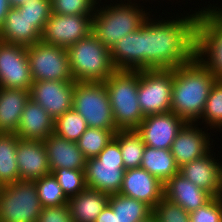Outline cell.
I'll use <instances>...</instances> for the list:
<instances>
[{
  "mask_svg": "<svg viewBox=\"0 0 222 222\" xmlns=\"http://www.w3.org/2000/svg\"><path fill=\"white\" fill-rule=\"evenodd\" d=\"M154 15L150 14L142 24L143 70L174 69L192 61L198 14L165 17L167 20Z\"/></svg>",
  "mask_w": 222,
  "mask_h": 222,
  "instance_id": "cell-1",
  "label": "cell"
},
{
  "mask_svg": "<svg viewBox=\"0 0 222 222\" xmlns=\"http://www.w3.org/2000/svg\"><path fill=\"white\" fill-rule=\"evenodd\" d=\"M216 80L196 57L174 68L170 111L186 122L200 123L199 119Z\"/></svg>",
  "mask_w": 222,
  "mask_h": 222,
  "instance_id": "cell-2",
  "label": "cell"
},
{
  "mask_svg": "<svg viewBox=\"0 0 222 222\" xmlns=\"http://www.w3.org/2000/svg\"><path fill=\"white\" fill-rule=\"evenodd\" d=\"M99 1L92 16L91 33L110 50L128 33L139 29L151 13L134 1L120 0L108 5H101L102 0Z\"/></svg>",
  "mask_w": 222,
  "mask_h": 222,
  "instance_id": "cell-3",
  "label": "cell"
},
{
  "mask_svg": "<svg viewBox=\"0 0 222 222\" xmlns=\"http://www.w3.org/2000/svg\"><path fill=\"white\" fill-rule=\"evenodd\" d=\"M75 82H105L117 69L111 50L92 33L67 48Z\"/></svg>",
  "mask_w": 222,
  "mask_h": 222,
  "instance_id": "cell-4",
  "label": "cell"
},
{
  "mask_svg": "<svg viewBox=\"0 0 222 222\" xmlns=\"http://www.w3.org/2000/svg\"><path fill=\"white\" fill-rule=\"evenodd\" d=\"M105 87L117 129L136 130L145 117L138 102V71L116 70Z\"/></svg>",
  "mask_w": 222,
  "mask_h": 222,
  "instance_id": "cell-5",
  "label": "cell"
},
{
  "mask_svg": "<svg viewBox=\"0 0 222 222\" xmlns=\"http://www.w3.org/2000/svg\"><path fill=\"white\" fill-rule=\"evenodd\" d=\"M84 171L88 188L108 195L119 193L125 168L118 141L112 138L96 157L86 159Z\"/></svg>",
  "mask_w": 222,
  "mask_h": 222,
  "instance_id": "cell-6",
  "label": "cell"
},
{
  "mask_svg": "<svg viewBox=\"0 0 222 222\" xmlns=\"http://www.w3.org/2000/svg\"><path fill=\"white\" fill-rule=\"evenodd\" d=\"M73 109L90 128L118 130L105 82H75Z\"/></svg>",
  "mask_w": 222,
  "mask_h": 222,
  "instance_id": "cell-7",
  "label": "cell"
},
{
  "mask_svg": "<svg viewBox=\"0 0 222 222\" xmlns=\"http://www.w3.org/2000/svg\"><path fill=\"white\" fill-rule=\"evenodd\" d=\"M42 208L35 181L0 187V222H37Z\"/></svg>",
  "mask_w": 222,
  "mask_h": 222,
  "instance_id": "cell-8",
  "label": "cell"
},
{
  "mask_svg": "<svg viewBox=\"0 0 222 222\" xmlns=\"http://www.w3.org/2000/svg\"><path fill=\"white\" fill-rule=\"evenodd\" d=\"M195 57L216 79H222V11L198 14Z\"/></svg>",
  "mask_w": 222,
  "mask_h": 222,
  "instance_id": "cell-9",
  "label": "cell"
},
{
  "mask_svg": "<svg viewBox=\"0 0 222 222\" xmlns=\"http://www.w3.org/2000/svg\"><path fill=\"white\" fill-rule=\"evenodd\" d=\"M173 69L138 71V102L144 116L171 110Z\"/></svg>",
  "mask_w": 222,
  "mask_h": 222,
  "instance_id": "cell-10",
  "label": "cell"
},
{
  "mask_svg": "<svg viewBox=\"0 0 222 222\" xmlns=\"http://www.w3.org/2000/svg\"><path fill=\"white\" fill-rule=\"evenodd\" d=\"M27 56L33 82L74 81L66 48L39 41L27 47Z\"/></svg>",
  "mask_w": 222,
  "mask_h": 222,
  "instance_id": "cell-11",
  "label": "cell"
},
{
  "mask_svg": "<svg viewBox=\"0 0 222 222\" xmlns=\"http://www.w3.org/2000/svg\"><path fill=\"white\" fill-rule=\"evenodd\" d=\"M92 16L52 13L44 25L40 41L67 49L92 32Z\"/></svg>",
  "mask_w": 222,
  "mask_h": 222,
  "instance_id": "cell-12",
  "label": "cell"
},
{
  "mask_svg": "<svg viewBox=\"0 0 222 222\" xmlns=\"http://www.w3.org/2000/svg\"><path fill=\"white\" fill-rule=\"evenodd\" d=\"M32 83L27 47L0 41V87L30 90Z\"/></svg>",
  "mask_w": 222,
  "mask_h": 222,
  "instance_id": "cell-13",
  "label": "cell"
},
{
  "mask_svg": "<svg viewBox=\"0 0 222 222\" xmlns=\"http://www.w3.org/2000/svg\"><path fill=\"white\" fill-rule=\"evenodd\" d=\"M75 81L46 80L33 82L30 98L55 120L73 108Z\"/></svg>",
  "mask_w": 222,
  "mask_h": 222,
  "instance_id": "cell-14",
  "label": "cell"
},
{
  "mask_svg": "<svg viewBox=\"0 0 222 222\" xmlns=\"http://www.w3.org/2000/svg\"><path fill=\"white\" fill-rule=\"evenodd\" d=\"M186 123L184 119L169 111L145 116L136 131L146 146L170 150L174 139Z\"/></svg>",
  "mask_w": 222,
  "mask_h": 222,
  "instance_id": "cell-15",
  "label": "cell"
},
{
  "mask_svg": "<svg viewBox=\"0 0 222 222\" xmlns=\"http://www.w3.org/2000/svg\"><path fill=\"white\" fill-rule=\"evenodd\" d=\"M198 125L199 123L187 122L171 145L170 152L179 168L184 164L201 158L214 147L211 145L215 140L210 138L211 135L207 132L209 129L206 130V127L199 128Z\"/></svg>",
  "mask_w": 222,
  "mask_h": 222,
  "instance_id": "cell-16",
  "label": "cell"
},
{
  "mask_svg": "<svg viewBox=\"0 0 222 222\" xmlns=\"http://www.w3.org/2000/svg\"><path fill=\"white\" fill-rule=\"evenodd\" d=\"M164 184L142 168L125 170L119 194L134 198L152 209L163 198Z\"/></svg>",
  "mask_w": 222,
  "mask_h": 222,
  "instance_id": "cell-17",
  "label": "cell"
},
{
  "mask_svg": "<svg viewBox=\"0 0 222 222\" xmlns=\"http://www.w3.org/2000/svg\"><path fill=\"white\" fill-rule=\"evenodd\" d=\"M16 162L20 180L35 181L51 173L43 141L22 140L17 137Z\"/></svg>",
  "mask_w": 222,
  "mask_h": 222,
  "instance_id": "cell-18",
  "label": "cell"
},
{
  "mask_svg": "<svg viewBox=\"0 0 222 222\" xmlns=\"http://www.w3.org/2000/svg\"><path fill=\"white\" fill-rule=\"evenodd\" d=\"M163 197L183 207L188 213L208 203L213 196L199 188L180 173L173 175L165 184Z\"/></svg>",
  "mask_w": 222,
  "mask_h": 222,
  "instance_id": "cell-19",
  "label": "cell"
},
{
  "mask_svg": "<svg viewBox=\"0 0 222 222\" xmlns=\"http://www.w3.org/2000/svg\"><path fill=\"white\" fill-rule=\"evenodd\" d=\"M53 132L54 119L41 105L30 98L15 132L17 137L22 140L44 141Z\"/></svg>",
  "mask_w": 222,
  "mask_h": 222,
  "instance_id": "cell-20",
  "label": "cell"
},
{
  "mask_svg": "<svg viewBox=\"0 0 222 222\" xmlns=\"http://www.w3.org/2000/svg\"><path fill=\"white\" fill-rule=\"evenodd\" d=\"M213 156V149L201 158L184 164L179 168V173L193 184L209 192L213 197L217 193L219 171L222 161Z\"/></svg>",
  "mask_w": 222,
  "mask_h": 222,
  "instance_id": "cell-21",
  "label": "cell"
},
{
  "mask_svg": "<svg viewBox=\"0 0 222 222\" xmlns=\"http://www.w3.org/2000/svg\"><path fill=\"white\" fill-rule=\"evenodd\" d=\"M51 173L55 169H85L86 158L76 142L52 133L44 141Z\"/></svg>",
  "mask_w": 222,
  "mask_h": 222,
  "instance_id": "cell-22",
  "label": "cell"
},
{
  "mask_svg": "<svg viewBox=\"0 0 222 222\" xmlns=\"http://www.w3.org/2000/svg\"><path fill=\"white\" fill-rule=\"evenodd\" d=\"M41 31L17 8H10L0 29V41L29 47L40 41Z\"/></svg>",
  "mask_w": 222,
  "mask_h": 222,
  "instance_id": "cell-23",
  "label": "cell"
},
{
  "mask_svg": "<svg viewBox=\"0 0 222 222\" xmlns=\"http://www.w3.org/2000/svg\"><path fill=\"white\" fill-rule=\"evenodd\" d=\"M111 57L117 70H143L142 25L120 39L111 49Z\"/></svg>",
  "mask_w": 222,
  "mask_h": 222,
  "instance_id": "cell-24",
  "label": "cell"
},
{
  "mask_svg": "<svg viewBox=\"0 0 222 222\" xmlns=\"http://www.w3.org/2000/svg\"><path fill=\"white\" fill-rule=\"evenodd\" d=\"M30 91L0 87V133H15Z\"/></svg>",
  "mask_w": 222,
  "mask_h": 222,
  "instance_id": "cell-25",
  "label": "cell"
},
{
  "mask_svg": "<svg viewBox=\"0 0 222 222\" xmlns=\"http://www.w3.org/2000/svg\"><path fill=\"white\" fill-rule=\"evenodd\" d=\"M106 193L86 187L68 200L73 222H94L109 201Z\"/></svg>",
  "mask_w": 222,
  "mask_h": 222,
  "instance_id": "cell-26",
  "label": "cell"
},
{
  "mask_svg": "<svg viewBox=\"0 0 222 222\" xmlns=\"http://www.w3.org/2000/svg\"><path fill=\"white\" fill-rule=\"evenodd\" d=\"M140 168L148 171L163 184L179 173V167L170 150L148 146L144 148Z\"/></svg>",
  "mask_w": 222,
  "mask_h": 222,
  "instance_id": "cell-27",
  "label": "cell"
},
{
  "mask_svg": "<svg viewBox=\"0 0 222 222\" xmlns=\"http://www.w3.org/2000/svg\"><path fill=\"white\" fill-rule=\"evenodd\" d=\"M16 149L17 135L0 133V187L20 180Z\"/></svg>",
  "mask_w": 222,
  "mask_h": 222,
  "instance_id": "cell-28",
  "label": "cell"
},
{
  "mask_svg": "<svg viewBox=\"0 0 222 222\" xmlns=\"http://www.w3.org/2000/svg\"><path fill=\"white\" fill-rule=\"evenodd\" d=\"M108 204L116 212V222H142L153 213L146 203L119 193L110 195Z\"/></svg>",
  "mask_w": 222,
  "mask_h": 222,
  "instance_id": "cell-29",
  "label": "cell"
},
{
  "mask_svg": "<svg viewBox=\"0 0 222 222\" xmlns=\"http://www.w3.org/2000/svg\"><path fill=\"white\" fill-rule=\"evenodd\" d=\"M118 141L125 170L140 168L145 144L136 130H119L114 134Z\"/></svg>",
  "mask_w": 222,
  "mask_h": 222,
  "instance_id": "cell-30",
  "label": "cell"
},
{
  "mask_svg": "<svg viewBox=\"0 0 222 222\" xmlns=\"http://www.w3.org/2000/svg\"><path fill=\"white\" fill-rule=\"evenodd\" d=\"M119 130L88 127L76 142L86 159L96 157Z\"/></svg>",
  "mask_w": 222,
  "mask_h": 222,
  "instance_id": "cell-31",
  "label": "cell"
},
{
  "mask_svg": "<svg viewBox=\"0 0 222 222\" xmlns=\"http://www.w3.org/2000/svg\"><path fill=\"white\" fill-rule=\"evenodd\" d=\"M88 128L85 119L73 108L54 120V132L71 142H77Z\"/></svg>",
  "mask_w": 222,
  "mask_h": 222,
  "instance_id": "cell-32",
  "label": "cell"
},
{
  "mask_svg": "<svg viewBox=\"0 0 222 222\" xmlns=\"http://www.w3.org/2000/svg\"><path fill=\"white\" fill-rule=\"evenodd\" d=\"M199 120L200 127L205 122L206 129L222 130V79H217L213 85Z\"/></svg>",
  "mask_w": 222,
  "mask_h": 222,
  "instance_id": "cell-33",
  "label": "cell"
},
{
  "mask_svg": "<svg viewBox=\"0 0 222 222\" xmlns=\"http://www.w3.org/2000/svg\"><path fill=\"white\" fill-rule=\"evenodd\" d=\"M35 184L42 207L68 204L69 199L63 193L61 186L52 173L35 180Z\"/></svg>",
  "mask_w": 222,
  "mask_h": 222,
  "instance_id": "cell-34",
  "label": "cell"
},
{
  "mask_svg": "<svg viewBox=\"0 0 222 222\" xmlns=\"http://www.w3.org/2000/svg\"><path fill=\"white\" fill-rule=\"evenodd\" d=\"M84 170L85 169L60 168L52 172L68 199L77 195L87 187Z\"/></svg>",
  "mask_w": 222,
  "mask_h": 222,
  "instance_id": "cell-35",
  "label": "cell"
},
{
  "mask_svg": "<svg viewBox=\"0 0 222 222\" xmlns=\"http://www.w3.org/2000/svg\"><path fill=\"white\" fill-rule=\"evenodd\" d=\"M17 9L20 14L33 21V25L41 32L52 14L51 0H29Z\"/></svg>",
  "mask_w": 222,
  "mask_h": 222,
  "instance_id": "cell-36",
  "label": "cell"
},
{
  "mask_svg": "<svg viewBox=\"0 0 222 222\" xmlns=\"http://www.w3.org/2000/svg\"><path fill=\"white\" fill-rule=\"evenodd\" d=\"M99 0H51L52 13L58 15H93Z\"/></svg>",
  "mask_w": 222,
  "mask_h": 222,
  "instance_id": "cell-37",
  "label": "cell"
},
{
  "mask_svg": "<svg viewBox=\"0 0 222 222\" xmlns=\"http://www.w3.org/2000/svg\"><path fill=\"white\" fill-rule=\"evenodd\" d=\"M152 215L158 222H190L189 213L183 207L164 197L153 208Z\"/></svg>",
  "mask_w": 222,
  "mask_h": 222,
  "instance_id": "cell-38",
  "label": "cell"
},
{
  "mask_svg": "<svg viewBox=\"0 0 222 222\" xmlns=\"http://www.w3.org/2000/svg\"><path fill=\"white\" fill-rule=\"evenodd\" d=\"M190 222H222V203L213 197L208 203L189 213Z\"/></svg>",
  "mask_w": 222,
  "mask_h": 222,
  "instance_id": "cell-39",
  "label": "cell"
},
{
  "mask_svg": "<svg viewBox=\"0 0 222 222\" xmlns=\"http://www.w3.org/2000/svg\"><path fill=\"white\" fill-rule=\"evenodd\" d=\"M37 222H73L68 204L43 207Z\"/></svg>",
  "mask_w": 222,
  "mask_h": 222,
  "instance_id": "cell-40",
  "label": "cell"
},
{
  "mask_svg": "<svg viewBox=\"0 0 222 222\" xmlns=\"http://www.w3.org/2000/svg\"><path fill=\"white\" fill-rule=\"evenodd\" d=\"M94 222H116V212L107 204Z\"/></svg>",
  "mask_w": 222,
  "mask_h": 222,
  "instance_id": "cell-41",
  "label": "cell"
},
{
  "mask_svg": "<svg viewBox=\"0 0 222 222\" xmlns=\"http://www.w3.org/2000/svg\"><path fill=\"white\" fill-rule=\"evenodd\" d=\"M10 8L11 7L8 3V0H0V29L4 25L6 15L9 12Z\"/></svg>",
  "mask_w": 222,
  "mask_h": 222,
  "instance_id": "cell-42",
  "label": "cell"
},
{
  "mask_svg": "<svg viewBox=\"0 0 222 222\" xmlns=\"http://www.w3.org/2000/svg\"><path fill=\"white\" fill-rule=\"evenodd\" d=\"M216 5L217 4H215V5H213L212 6V4L210 3V5L208 4L207 5V7H202L201 9H200V7H199V9H198V11L195 9V11H193L194 13H196V14H201V13H203L204 11H222V5L221 6H218L217 5V7H216ZM209 6V7H208Z\"/></svg>",
  "mask_w": 222,
  "mask_h": 222,
  "instance_id": "cell-43",
  "label": "cell"
},
{
  "mask_svg": "<svg viewBox=\"0 0 222 222\" xmlns=\"http://www.w3.org/2000/svg\"><path fill=\"white\" fill-rule=\"evenodd\" d=\"M214 197L222 203V166L219 171L217 193Z\"/></svg>",
  "mask_w": 222,
  "mask_h": 222,
  "instance_id": "cell-44",
  "label": "cell"
},
{
  "mask_svg": "<svg viewBox=\"0 0 222 222\" xmlns=\"http://www.w3.org/2000/svg\"><path fill=\"white\" fill-rule=\"evenodd\" d=\"M26 1H29V0H8V3L10 5V7L17 8V7L24 5L26 3Z\"/></svg>",
  "mask_w": 222,
  "mask_h": 222,
  "instance_id": "cell-45",
  "label": "cell"
},
{
  "mask_svg": "<svg viewBox=\"0 0 222 222\" xmlns=\"http://www.w3.org/2000/svg\"><path fill=\"white\" fill-rule=\"evenodd\" d=\"M142 222H158V221L156 220V218L153 215H151L149 218H147L146 220H144Z\"/></svg>",
  "mask_w": 222,
  "mask_h": 222,
  "instance_id": "cell-46",
  "label": "cell"
},
{
  "mask_svg": "<svg viewBox=\"0 0 222 222\" xmlns=\"http://www.w3.org/2000/svg\"><path fill=\"white\" fill-rule=\"evenodd\" d=\"M115 1L118 2V0H115ZM126 1H132V0H126ZM133 1L138 2L137 0H133ZM140 1H141V0H140ZM142 1H144V0H142Z\"/></svg>",
  "mask_w": 222,
  "mask_h": 222,
  "instance_id": "cell-47",
  "label": "cell"
}]
</instances>
